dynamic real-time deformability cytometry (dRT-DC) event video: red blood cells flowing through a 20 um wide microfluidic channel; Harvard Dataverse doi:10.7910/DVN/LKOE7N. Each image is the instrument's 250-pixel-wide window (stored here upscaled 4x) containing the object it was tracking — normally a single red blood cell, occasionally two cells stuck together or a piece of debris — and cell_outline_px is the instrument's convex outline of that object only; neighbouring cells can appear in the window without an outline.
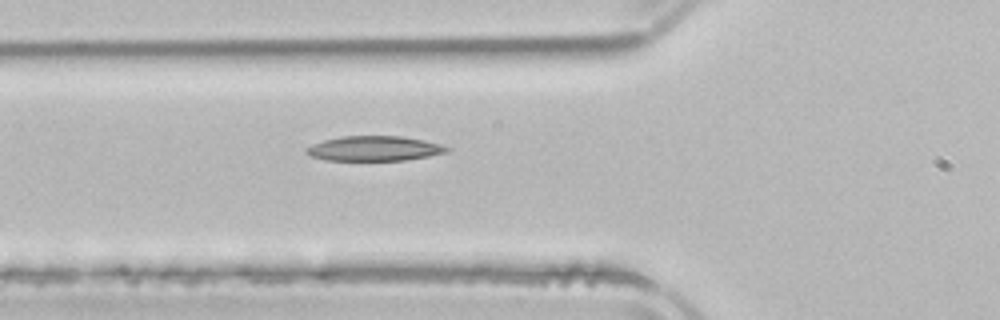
{"species": "common noctule bat (a hibernating species)", "species_latin": "Nyctalus noctula", "temperature_condition": "room temperature", "stored_images_in_passage": 4, "camera_frame_rate_fps": 3000, "um_per_image_px": 0.085, "animal": {"sex": "male", "body_mass_g": 21.5, "forearm_length_mm": 52.0}, "frame": {"image": 1, "passage_image": 4, "time_ms": 4.667, "image_size_px": [1000, 320], "cell_outline_px": [[452, 148], [448, 152], [408, 160], [324, 160], [312, 156], [304, 152], [304, 148], [312, 144], [324, 140], [340, 136], [400, 136], [424, 140], [440, 144]], "centroid_in_image_um": [31.8, 12.62], "position_along_channel_um": 94.0, "area_um2": 20.46}}